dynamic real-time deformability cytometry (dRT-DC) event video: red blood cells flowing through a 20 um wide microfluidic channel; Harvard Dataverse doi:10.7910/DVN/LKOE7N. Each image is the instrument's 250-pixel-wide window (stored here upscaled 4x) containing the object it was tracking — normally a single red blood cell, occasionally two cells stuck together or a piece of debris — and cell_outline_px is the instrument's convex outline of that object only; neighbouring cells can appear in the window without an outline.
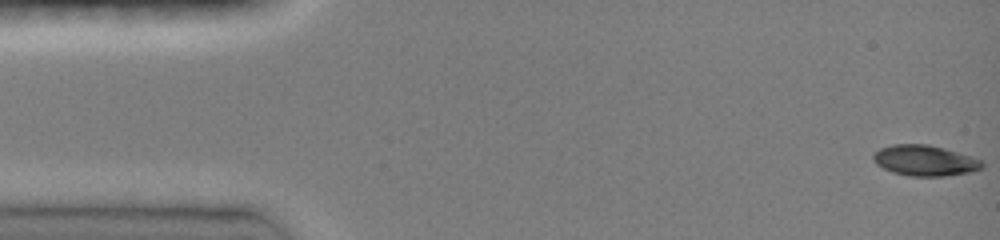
{"species": "common noctule bat (a hibernating species)", "species_latin": "Nyctalus noctula", "temperature_condition": "room temperature", "stored_images_in_passage": 47, "camera_frame_rate_fps": 3000, "um_per_image_px": 0.085, "animal": {"sex": "female", "body_mass_g": 19.0, "forearm_length_mm": 51.5}, "frame": {"image": 1, "passage_image": 1, "time_ms": 0.0, "image_size_px": [1000, 240], "cell_outline_px": [[984, 168], [968, 172], [944, 176], [908, 176], [892, 172], [876, 164], [872, 160], [872, 156], [880, 148], [892, 144], [928, 144], [944, 148], [980, 160], [984, 164]], "centroid_in_image_um": [78.57, 13.64], "position_along_channel_um": 6.4, "area_um2": 19.31}}
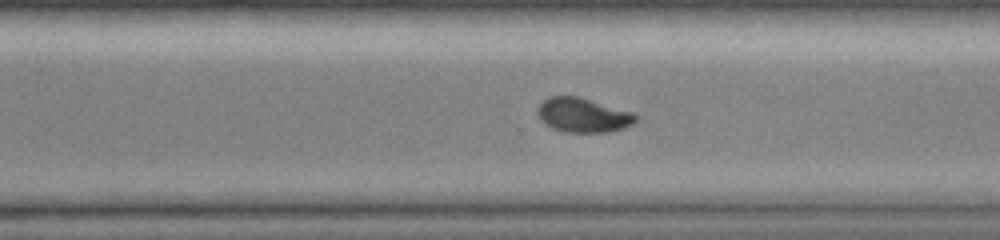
{"frame": {"image": 2, "passage_image": 33, "time_ms": 10.667, "image_size_px": [1000, 240], "cell_outline_px": [[636, 120], [632, 124], [624, 128], [608, 132], [564, 132], [552, 128], [544, 124], [536, 112], [536, 108], [544, 100], [552, 96], [576, 96], [636, 112]], "centroid_in_image_um": [49.56, 9.79], "position_along_channel_um": 321.0, "area_um2": 19.77}}
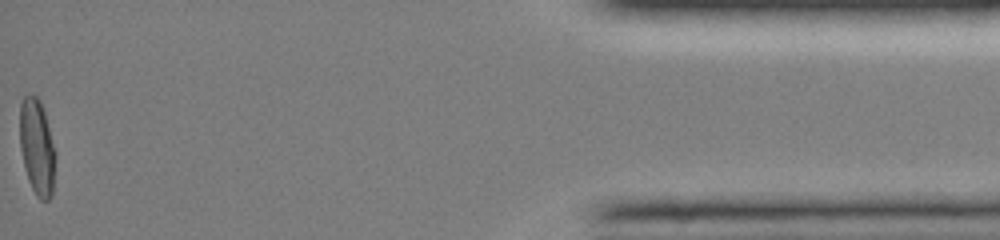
{"frame": {"image": 3, "passage_image": 47, "time_ms": 15.333, "image_size_px": [1000, 240], "cell_outline_px": [[56, 152], [52, 196], [48, 200], [40, 200], [36, 196], [28, 180], [20, 148], [20, 104], [24, 96], [28, 92], [36, 96], [40, 100], [44, 112]], "centroid_in_image_um": [3.15, 12.5], "position_along_channel_um": 432.1, "area_um2": 20.0}, "authors_computed_cell_mechanics": {"area_um2": 19.8254, "velocity_mm_per_s": 4.1223, "shape_relaxation_time_tau1_ms": 5.3428, "shape_relaxation_time_tau2_ms": 1.1067, "deformation_change_tau1": 0.1725, "deformation_change_tau2": 0.0218}}